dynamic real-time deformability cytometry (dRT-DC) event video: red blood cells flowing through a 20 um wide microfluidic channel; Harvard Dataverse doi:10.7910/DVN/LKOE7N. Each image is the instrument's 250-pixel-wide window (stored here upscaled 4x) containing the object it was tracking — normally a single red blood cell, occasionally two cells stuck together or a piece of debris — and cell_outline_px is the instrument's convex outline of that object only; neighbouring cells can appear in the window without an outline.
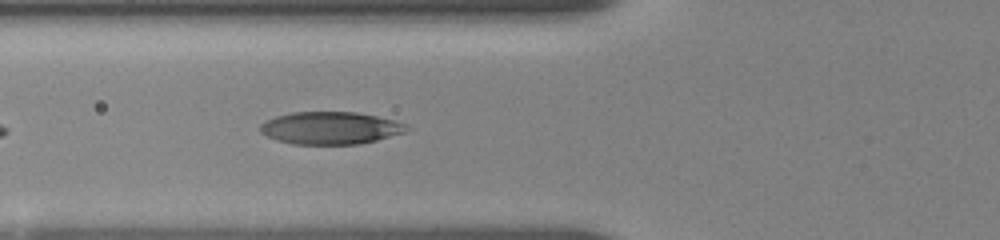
{"species": "human", "species_latin": "Homo sapiens", "temperature_condition": "room temperature", "stored_images_in_passage": 8, "segment_of_instrument_passage": [2, 2], "camera_frame_rate_fps": 3000, "um_per_image_px": 0.085, "donor": {"sex": "female"}, "frame": {"image": 1, "passage_image": 8, "time_ms": 6.0, "image_size_px": [1000, 240], "cell_outline_px": [[408, 128], [404, 132], [376, 140], [360, 144], [292, 144], [276, 140], [260, 132], [260, 124], [276, 116], [292, 112], [356, 112], [376, 116], [408, 124]], "centroid_in_image_um": [28.06, 10.88], "position_along_channel_um": 97.7, "area_um2": 27.51}}